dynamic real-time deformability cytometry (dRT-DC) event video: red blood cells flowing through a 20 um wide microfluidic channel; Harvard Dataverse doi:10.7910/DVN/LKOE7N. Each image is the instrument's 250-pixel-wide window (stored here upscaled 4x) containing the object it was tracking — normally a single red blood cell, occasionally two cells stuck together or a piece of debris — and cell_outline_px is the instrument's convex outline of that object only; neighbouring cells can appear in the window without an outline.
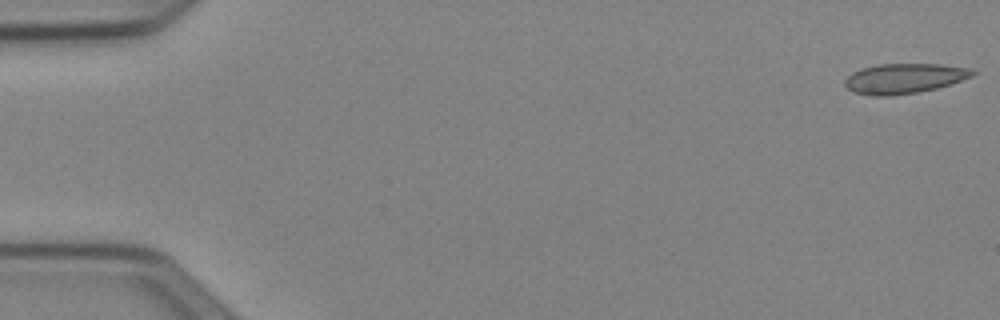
{"species": "Egyptian fruit bat (a non-hibernating species)", "species_latin": "Rousettus aegyptiacus", "temperature_condition": "cold", "stored_images_in_passage": 49, "camera_frame_rate_fps": 3000, "um_per_image_px": 0.085, "animal": {"sex": "female"}, "frame": {"image": 1, "passage_image": 1, "time_ms": 0.0, "image_size_px": [1000, 320], "cell_outline_px": [[976, 72], [972, 76], [936, 88], [916, 92], [892, 96], [872, 96], [856, 92], [848, 88], [844, 84], [844, 80], [852, 72], [860, 68], [880, 64], [940, 64], [968, 68]], "centroid_in_image_um": [76.81, 6.66], "position_along_channel_um": 8.2, "area_um2": 22.08}}
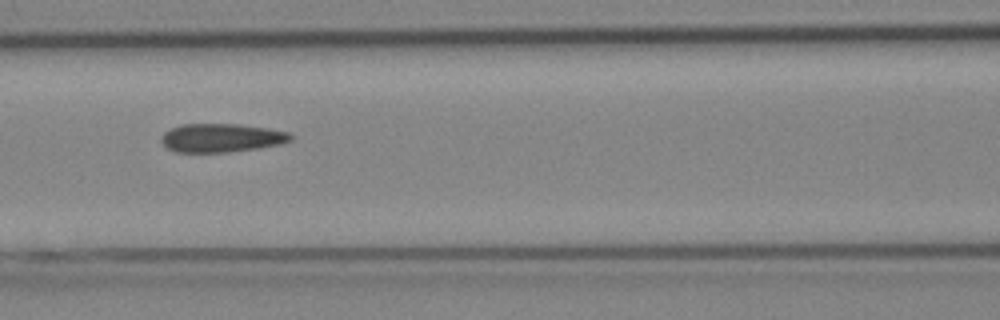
{"frame": {"image": 2, "passage_image": 23, "time_ms": 7.333, "image_size_px": [1000, 320], "cell_outline_px": [[296, 136], [292, 140], [280, 144], [256, 148], [224, 152], [176, 152], [168, 148], [160, 140], [160, 136], [164, 132], [180, 124], [240, 124], [268, 128], [288, 132]], "centroid_in_image_um": [18.83, 11.71], "position_along_channel_um": 147.8, "area_um2": 21.56}}
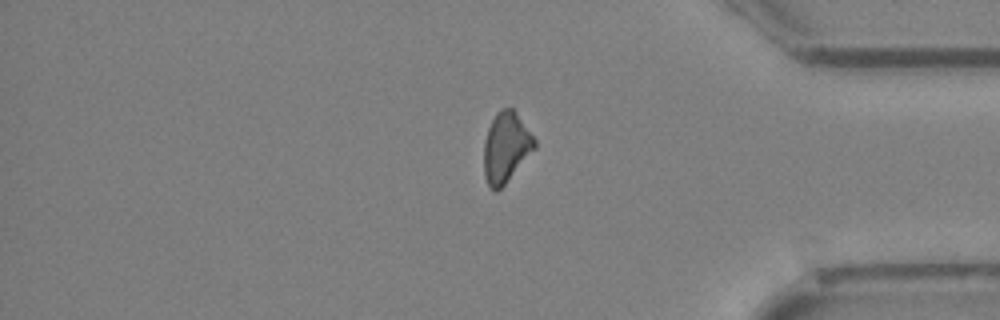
{"frame": {"image": 3, "passage_image": 43, "time_ms": 14.0, "image_size_px": [1000, 320], "cell_outline_px": [[536, 148], [504, 184], [496, 192], [488, 184], [484, 176], [484, 140], [488, 128], [496, 112], [500, 108], [512, 108], [516, 112], [536, 140]], "centroid_in_image_um": [43.0, 12.5], "position_along_channel_um": 392.2, "area_um2": 20.58}}